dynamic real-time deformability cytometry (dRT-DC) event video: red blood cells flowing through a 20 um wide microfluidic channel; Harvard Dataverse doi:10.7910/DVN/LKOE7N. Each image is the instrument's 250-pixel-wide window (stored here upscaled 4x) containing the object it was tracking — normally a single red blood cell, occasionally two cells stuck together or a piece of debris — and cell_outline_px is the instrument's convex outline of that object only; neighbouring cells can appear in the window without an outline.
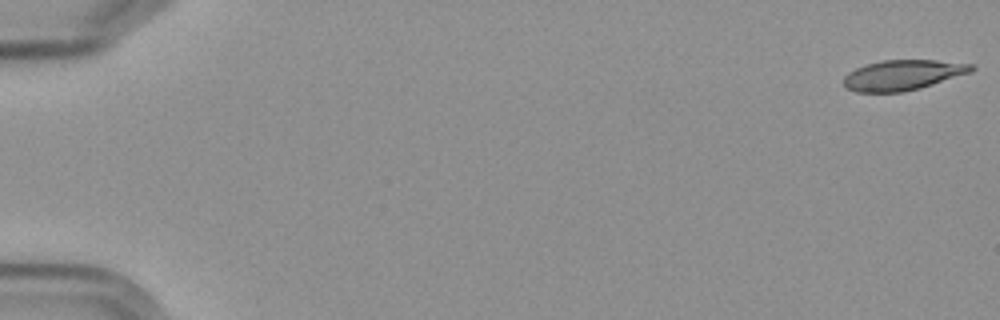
{"species": "Egyptian fruit bat (a non-hibernating species)", "species_latin": "Rousettus aegyptiacus", "temperature_condition": "cold", "stored_images_in_passage": 5, "camera_frame_rate_fps": 3000, "um_per_image_px": 0.085, "frame": {"image": 1, "passage_image": 1, "time_ms": 0.0, "image_size_px": [1000, 320], "cell_outline_px": [[976, 68], [972, 72], [920, 88], [904, 92], [856, 92], [844, 88], [844, 76], [848, 72], [856, 68], [880, 60], [936, 60], [972, 64]], "centroid_in_image_um": [76.73, 6.38], "position_along_channel_um": 8.3, "area_um2": 22.6}}
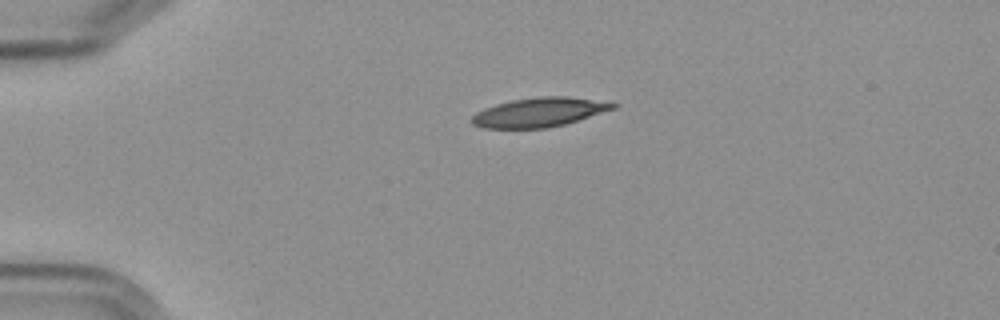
{"frame": {"image": 2, "passage_image": 4, "time_ms": 4.333, "image_size_px": [1000, 320], "cell_outline_px": [[620, 104], [616, 108], [564, 124], [548, 128], [484, 128], [472, 124], [468, 120], [476, 112], [484, 108], [496, 104], [512, 100], [536, 96], [568, 96]], "centroid_in_image_um": [45.79, 9.54], "position_along_channel_um": 39.2, "area_um2": 24.04}}